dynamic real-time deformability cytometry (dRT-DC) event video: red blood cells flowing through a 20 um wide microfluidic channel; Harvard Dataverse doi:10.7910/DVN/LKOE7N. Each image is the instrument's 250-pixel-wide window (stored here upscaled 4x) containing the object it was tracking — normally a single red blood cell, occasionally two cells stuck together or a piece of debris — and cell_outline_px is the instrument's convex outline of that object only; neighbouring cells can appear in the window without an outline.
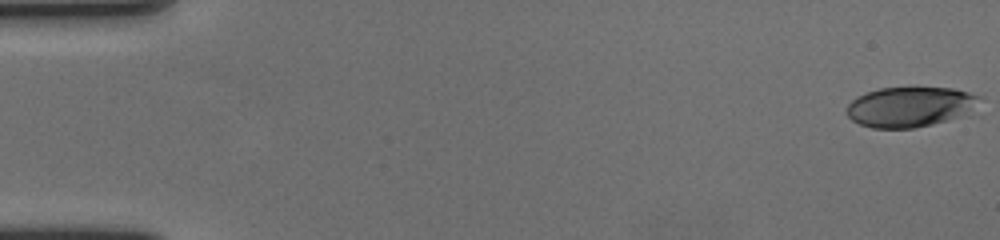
{"species": "human", "species_latin": "Homo sapiens", "temperature_condition": "cold", "stored_images_in_passage": 59, "camera_frame_rate_fps": 3000, "um_per_image_px": 0.085, "donor": {"sex": "female"}, "frame": {"image": 1, "passage_image": 1, "time_ms": 0.0, "image_size_px": [1000, 240], "cell_outline_px": [[984, 96], [968, 116], [916, 128], [872, 128], [860, 124], [852, 120], [848, 116], [848, 104], [856, 96], [880, 88], [912, 84], [952, 88]], "centroid_in_image_um": [77.44, 9.04], "position_along_channel_um": 7.6, "area_um2": 32.43}}
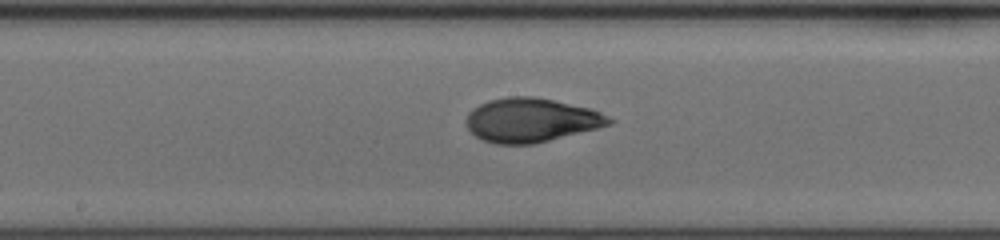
{"frame": {"image": 2, "passage_image": 32, "time_ms": 10.333, "image_size_px": [1000, 240], "cell_outline_px": [[616, 120], [612, 124], [532, 144], [492, 144], [476, 136], [464, 124], [464, 120], [468, 112], [472, 108], [488, 100], [508, 96], [532, 96], [592, 108]], "centroid_in_image_um": [45.11, 10.2], "position_along_channel_um": 203.1, "area_um2": 36.7}}
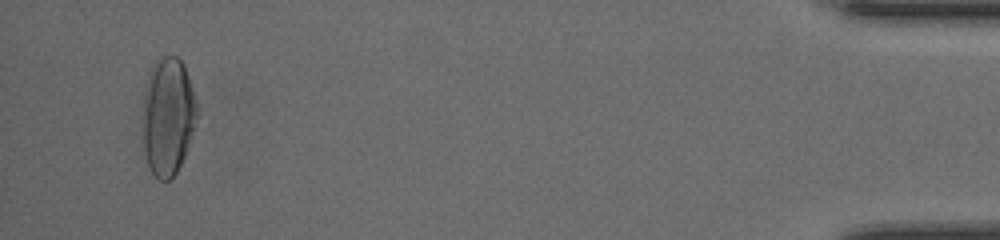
{"frame": {"image": 3, "passage_image": 57, "time_ms": 18.667, "image_size_px": [1000, 240], "cell_outline_px": [[196, 116], [184, 156], [176, 172], [168, 180], [160, 180], [152, 172], [144, 156], [140, 136], [140, 116], [144, 92], [148, 76], [152, 64], [160, 56], [176, 56], [184, 64], [196, 104]], "centroid_in_image_um": [14.17, 9.88], "position_along_channel_um": 421.0, "area_um2": 37.57}, "authors_computed_cell_mechanics": {"area_um2": 35.1424, "velocity_mm_per_s": 3.5587, "shape_relaxation_time_tau1_ms": 5.2937, "shape_relaxation_time_tau2_ms": 1.2031, "deformation_change_tau1": 0.2115, "deformation_change_tau2": 0.0621}}